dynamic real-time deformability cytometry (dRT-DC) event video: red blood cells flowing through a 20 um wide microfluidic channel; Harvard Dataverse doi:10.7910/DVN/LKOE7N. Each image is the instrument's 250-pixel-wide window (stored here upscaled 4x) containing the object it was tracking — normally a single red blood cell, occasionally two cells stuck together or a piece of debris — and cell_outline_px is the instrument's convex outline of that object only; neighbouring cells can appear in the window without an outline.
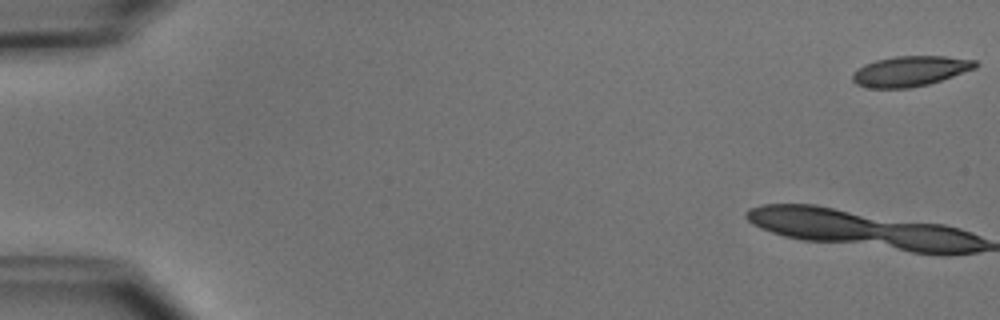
{"species": "common noctule bat (a hibernating species)", "species_latin": "Nyctalus noctula", "temperature_condition": "cold", "stored_images_in_passage": 7, "camera_frame_rate_fps": 3000, "um_per_image_px": 0.085, "animal": {"sex": "male", "body_mass_g": 15.6}, "frame": {"image": 1, "passage_image": 1, "time_ms": 0.0, "image_size_px": [1000, 320], "cell_outline_px": [[980, 64], [976, 68], [928, 84], [908, 88], [868, 88], [856, 84], [852, 80], [852, 72], [856, 68], [864, 64], [876, 60], [896, 56], [944, 56], [976, 60]], "centroid_in_image_um": [77.33, 6.04], "position_along_channel_um": 7.7, "area_um2": 21.73}}